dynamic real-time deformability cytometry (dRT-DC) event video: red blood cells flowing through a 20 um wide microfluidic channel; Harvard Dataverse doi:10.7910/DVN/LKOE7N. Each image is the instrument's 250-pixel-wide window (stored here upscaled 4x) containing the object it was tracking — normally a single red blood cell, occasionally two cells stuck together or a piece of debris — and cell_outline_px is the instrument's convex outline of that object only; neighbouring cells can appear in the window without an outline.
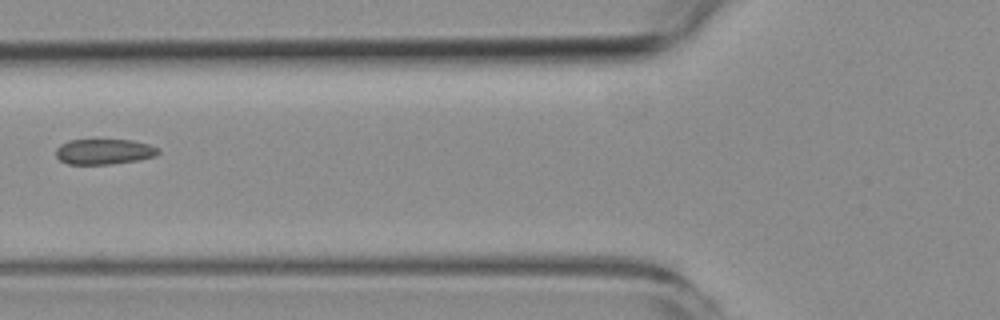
{"species": "common noctule bat (a hibernating species)", "species_latin": "Nyctalus noctula", "temperature_condition": "room temperature", "stored_images_in_passage": 6, "camera_frame_rate_fps": 3000, "um_per_image_px": 0.085, "animal": {"sex": "female", "body_mass_g": 19.3, "forearm_length_mm": 54.1}, "frame": {"image": 1, "passage_image": 5, "time_ms": 4.667, "image_size_px": [1000, 320], "cell_outline_px": [[160, 152], [156, 156], [136, 160], [112, 164], [68, 164], [60, 160], [56, 156], [56, 148], [60, 144], [68, 140], [132, 140], [148, 144], [160, 148]], "centroid_in_image_um": [8.85, 12.88], "position_along_channel_um": 117.0, "area_um2": 15.2}}
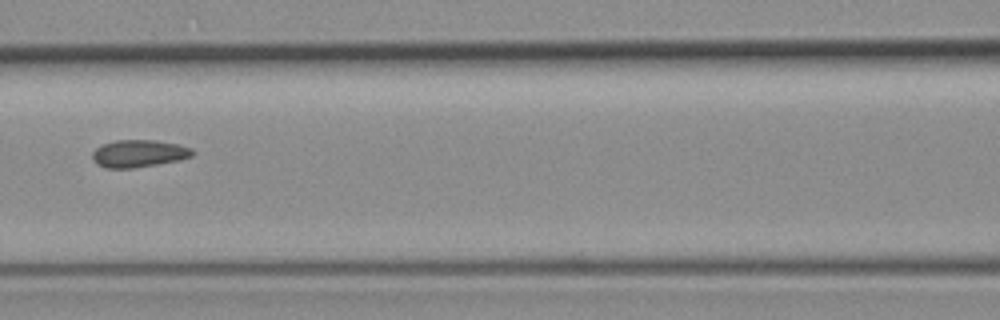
{"frame": {"image": 2, "passage_image": 6, "time_ms": 5.667, "image_size_px": [1000, 320], "cell_outline_px": [[196, 152], [192, 156], [180, 160], [132, 168], [104, 168], [96, 164], [92, 160], [92, 152], [96, 148], [104, 144], [116, 140], [152, 140], [180, 144], [192, 148]], "centroid_in_image_um": [11.81, 13.05], "position_along_channel_um": 154.8, "area_um2": 16.07}}